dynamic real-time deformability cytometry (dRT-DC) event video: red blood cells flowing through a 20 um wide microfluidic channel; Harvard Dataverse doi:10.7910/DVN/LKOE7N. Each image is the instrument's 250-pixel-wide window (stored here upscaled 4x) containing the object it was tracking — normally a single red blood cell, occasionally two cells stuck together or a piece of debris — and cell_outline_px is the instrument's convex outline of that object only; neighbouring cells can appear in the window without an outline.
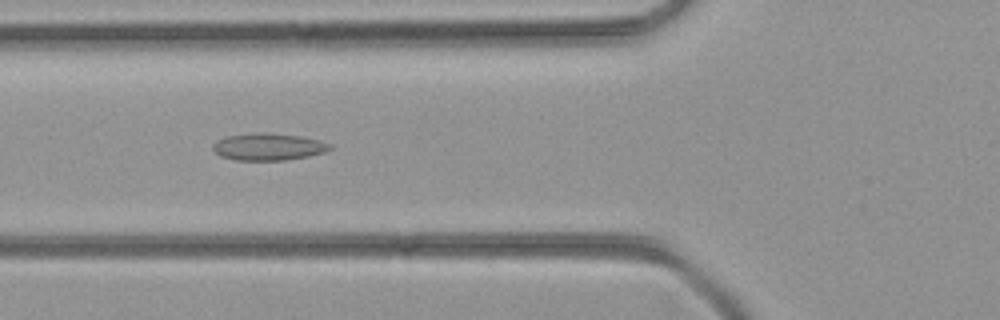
{"species": "common noctule bat (a hibernating species)", "species_latin": "Nyctalus noctula", "temperature_condition": "room temperature", "stored_images_in_passage": 42, "camera_frame_rate_fps": 3000, "um_per_image_px": 0.085, "animal": {"sex": "female", "body_mass_g": 21.9}, "frame": {"image": 1, "passage_image": 13, "time_ms": 4.0, "image_size_px": [1000, 320], "cell_outline_px": [[332, 148], [324, 152], [308, 156], [284, 160], [236, 160], [220, 156], [212, 148], [212, 144], [228, 136], [300, 136], [320, 140], [332, 144]], "centroid_in_image_um": [22.87, 12.54], "position_along_channel_um": 102.9, "area_um2": 17.22}}
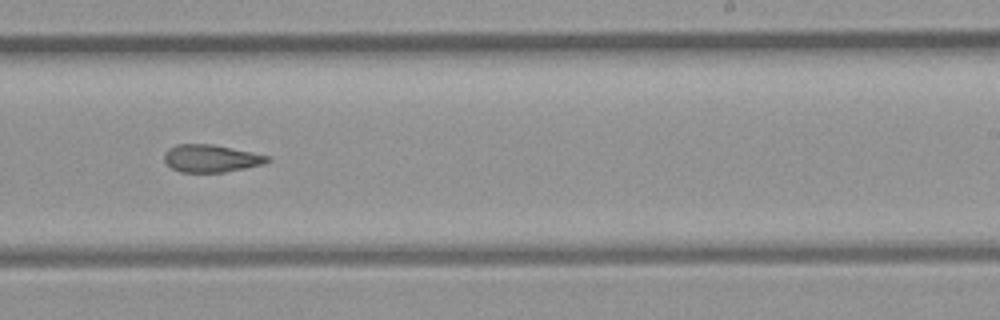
{"frame": {"image": 2, "passage_image": 24, "time_ms": 7.667, "image_size_px": [1000, 320], "cell_outline_px": [[272, 160], [264, 164], [224, 172], [180, 172], [172, 168], [164, 160], [164, 152], [168, 148], [176, 144], [212, 144], [272, 156]], "centroid_in_image_um": [17.96, 13.46], "position_along_channel_um": 271.0, "area_um2": 16.65}}
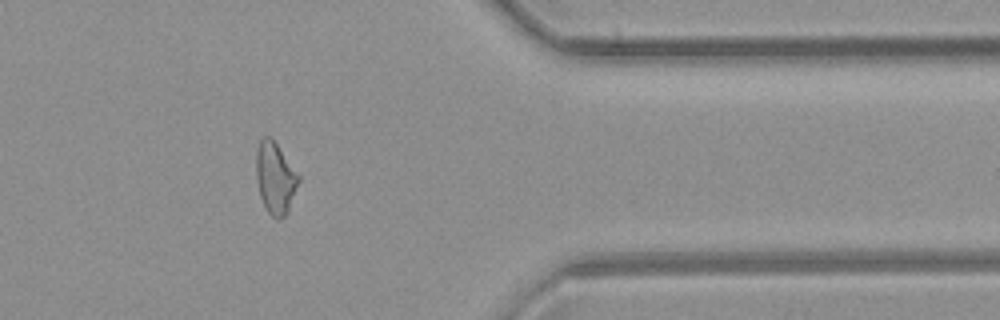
{"frame": {"image": 3, "passage_image": 33, "time_ms": 10.667, "image_size_px": [1000, 320], "cell_outline_px": [[300, 180], [288, 212], [280, 220], [276, 220], [268, 212], [260, 196], [256, 180], [256, 148], [260, 140], [264, 136], [268, 136], [276, 144], [300, 176]], "centroid_in_image_um": [23.39, 15.16], "position_along_channel_um": 388.0, "area_um2": 17.63}}